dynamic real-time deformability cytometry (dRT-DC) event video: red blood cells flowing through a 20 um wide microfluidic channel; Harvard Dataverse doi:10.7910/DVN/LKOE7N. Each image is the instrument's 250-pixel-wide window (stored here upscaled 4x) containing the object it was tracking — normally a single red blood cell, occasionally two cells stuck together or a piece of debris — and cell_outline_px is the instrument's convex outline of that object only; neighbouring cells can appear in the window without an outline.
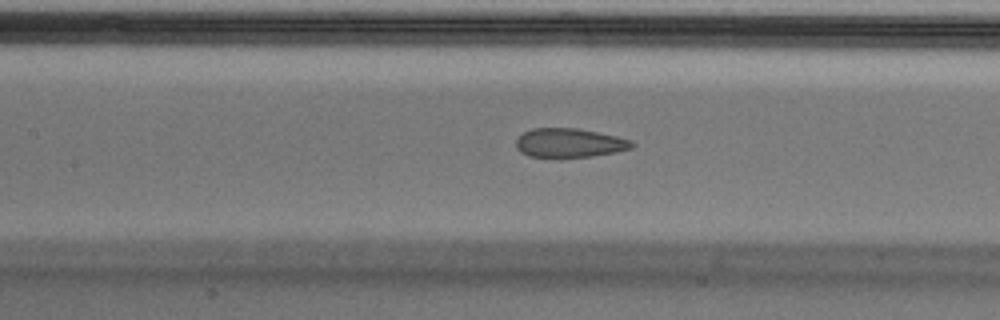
{"species": "Egyptian fruit bat (a non-hibernating species)", "species_latin": "Rousettus aegyptiacus", "temperature_condition": "cold", "stored_images_in_passage": 37, "camera_frame_rate_fps": 3000, "um_per_image_px": 0.085, "animal": {"sex": "male"}, "frame": {"image": 1, "passage_image": 8, "time_ms": 2.333, "image_size_px": [1000, 320], "cell_outline_px": [[636, 144], [632, 148], [616, 152], [592, 156], [560, 160], [528, 156], [520, 152], [516, 148], [516, 140], [524, 132], [532, 128], [576, 128], [616, 136], [632, 140]], "centroid_in_image_um": [48.38, 12.19], "position_along_channel_um": 159.0, "area_um2": 20.29}}
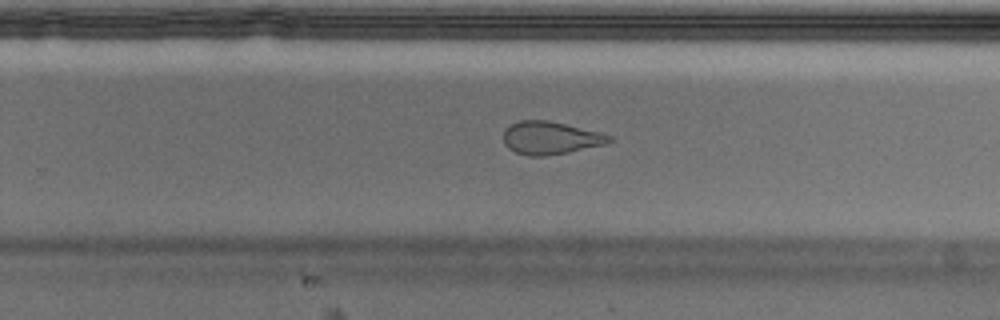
{"frame": {"image": 2, "passage_image": 18, "time_ms": 5.667, "image_size_px": [1000, 320], "cell_outline_px": [[616, 140], [604, 144], [568, 152], [544, 156], [528, 156], [516, 152], [508, 148], [504, 144], [504, 128], [520, 120], [548, 120], [600, 132], [612, 136]], "centroid_in_image_um": [46.78, 11.72], "position_along_channel_um": 283.0, "area_um2": 20.23}}
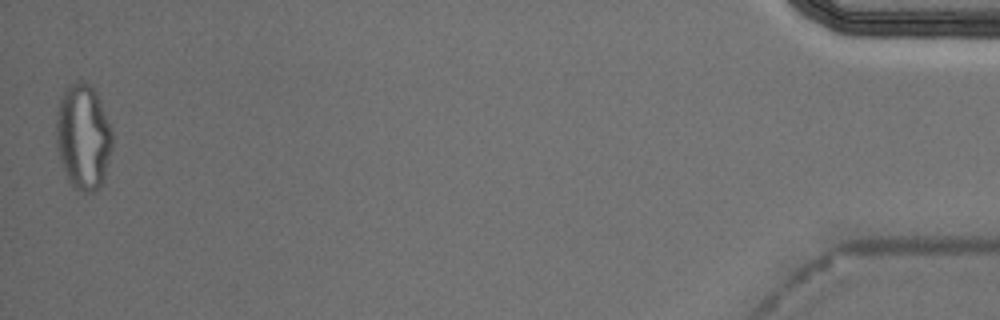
{"frame": {"image": 3, "passage_image": 37, "time_ms": 12.0, "image_size_px": [1000, 320], "cell_outline_px": [[112, 148], [104, 180], [100, 188], [92, 192], [84, 192], [76, 188], [68, 180], [60, 160], [56, 148], [56, 120], [60, 96], [76, 80], [80, 80], [88, 84], [96, 92], [100, 100], [112, 128]], "centroid_in_image_um": [7.08, 11.64], "position_along_channel_um": 428.1, "area_um2": 34.68}, "authors_computed_cell_mechanics": {"area_um2": 21.2704, "velocity_mm_per_s": 3.7351, "shape_relaxation_time_tau1_ms": null, "shape_relaxation_time_tau2_ms": 1.402, "deformation_change_tau1": null, "deformation_change_tau2": 0.0669}}